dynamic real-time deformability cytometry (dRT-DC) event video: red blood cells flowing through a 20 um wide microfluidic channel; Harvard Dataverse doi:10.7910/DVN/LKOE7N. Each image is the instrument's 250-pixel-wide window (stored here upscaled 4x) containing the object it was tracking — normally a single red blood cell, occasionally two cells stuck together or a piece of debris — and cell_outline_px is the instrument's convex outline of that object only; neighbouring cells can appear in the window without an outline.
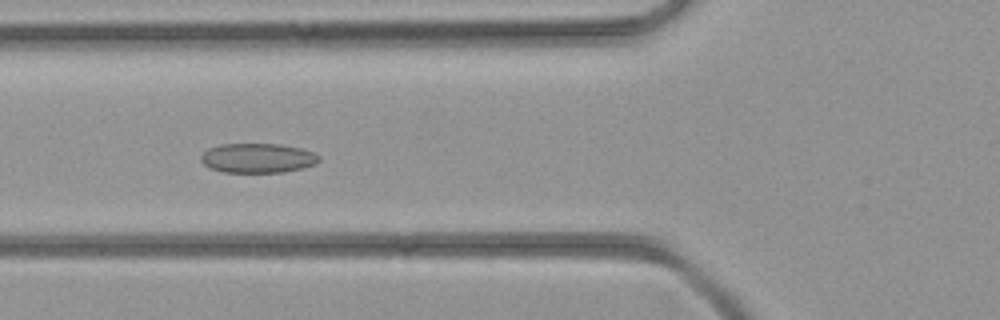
{"species": "common noctule bat (a hibernating species)", "species_latin": "Nyctalus noctula", "temperature_condition": "room temperature", "stored_images_in_passage": 31, "camera_frame_rate_fps": 3000, "um_per_image_px": 0.085, "animal": {"sex": "female", "body_mass_g": 21.9}, "frame": {"image": 1, "passage_image": 9, "time_ms": 2.667, "image_size_px": [1000, 320], "cell_outline_px": [[320, 160], [316, 164], [284, 172], [224, 172], [208, 168], [200, 160], [200, 156], [208, 148], [220, 144], [280, 144], [300, 148], [312, 152], [320, 156]], "centroid_in_image_um": [21.88, 13.43], "position_along_channel_um": 103.9, "area_um2": 20.35}}
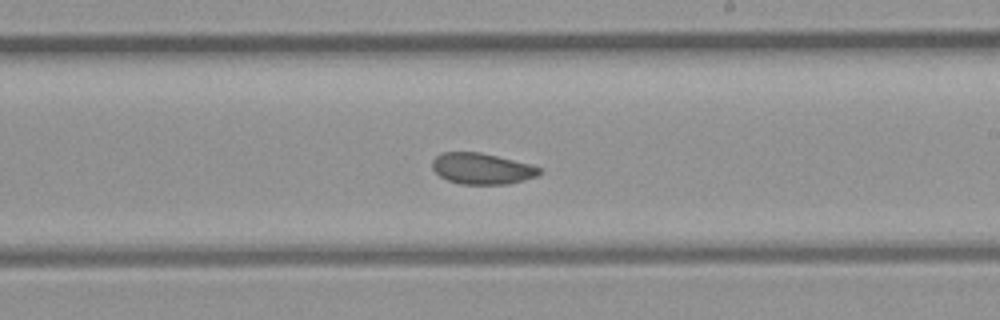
{"frame": {"image": 2, "passage_image": 18, "time_ms": 5.667, "image_size_px": [1000, 320], "cell_outline_px": [[540, 172], [536, 176], [524, 180], [508, 184], [460, 184], [448, 180], [440, 176], [432, 168], [432, 160], [440, 152], [480, 152], [528, 164], [540, 168]], "centroid_in_image_um": [40.91, 14.33], "position_along_channel_um": 248.1, "area_um2": 19.19}}
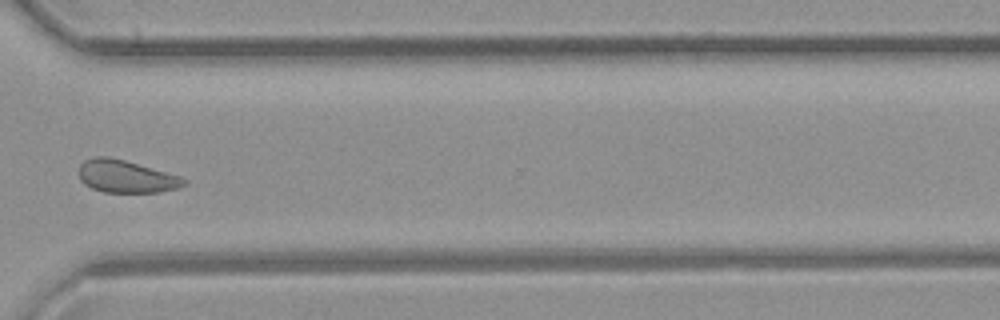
{"frame": {"image": 3, "passage_image": 25, "time_ms": 8.0, "image_size_px": [1000, 320], "cell_outline_px": [[188, 184], [180, 188], [160, 192], [104, 192], [92, 188], [84, 184], [80, 180], [80, 164], [84, 160], [96, 156], [108, 156], [124, 160], [180, 176], [188, 180]], "centroid_in_image_um": [10.74, 15.0], "position_along_channel_um": 359.9, "area_um2": 19.94}}